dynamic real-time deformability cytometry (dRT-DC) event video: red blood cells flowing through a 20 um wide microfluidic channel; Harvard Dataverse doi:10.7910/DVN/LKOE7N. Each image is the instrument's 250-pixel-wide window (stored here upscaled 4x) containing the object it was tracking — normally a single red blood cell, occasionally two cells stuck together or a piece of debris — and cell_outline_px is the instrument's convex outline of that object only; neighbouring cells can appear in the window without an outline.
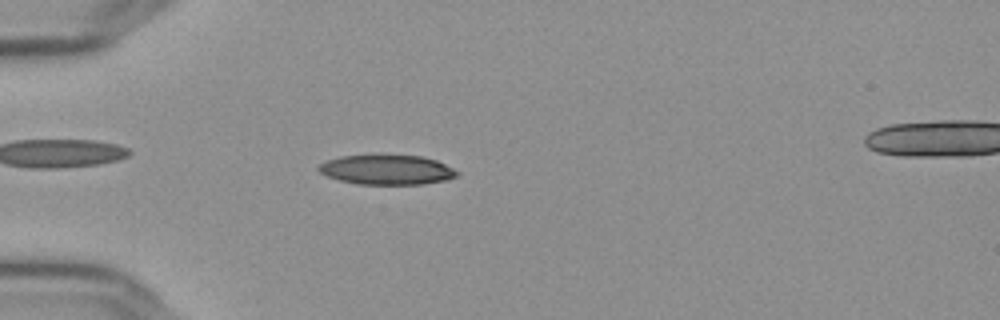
{"species": "Egyptian fruit bat (a non-hibernating species)", "species_latin": "Rousettus aegyptiacus", "temperature_condition": "cold", "stored_images_in_passage": 55, "camera_frame_rate_fps": 3000, "um_per_image_px": 0.085, "frame": {"image": 1, "passage_image": 16, "time_ms": 5.0, "image_size_px": [1000, 320], "cell_outline_px": [[460, 172], [456, 176], [448, 180], [424, 184], [356, 184], [340, 180], [328, 176], [320, 172], [316, 168], [320, 164], [328, 160], [340, 156], [420, 156], [436, 160]], "centroid_in_image_um": [32.9, 14.45], "position_along_channel_um": 52.1, "area_um2": 23.64}}
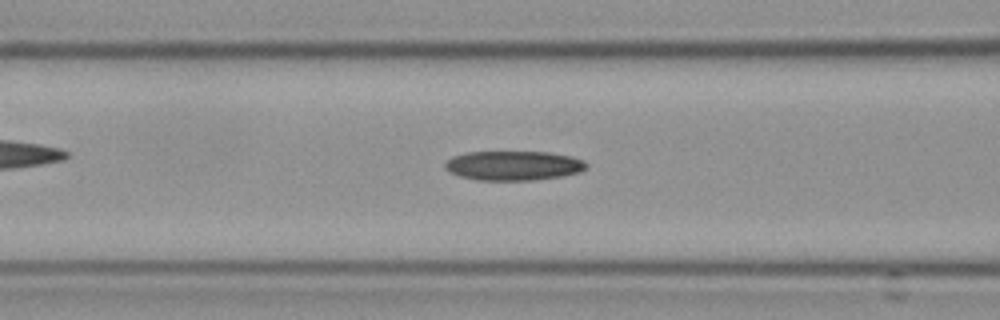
{"frame": {"image": 2, "passage_image": 23, "time_ms": 7.333, "image_size_px": [1000, 320], "cell_outline_px": [[588, 168], [580, 172], [560, 176], [536, 180], [476, 180], [460, 176], [448, 172], [444, 168], [444, 164], [452, 156], [464, 152], [548, 152], [572, 156], [584, 160], [588, 164]], "centroid_in_image_um": [43.64, 14.07], "position_along_channel_um": 123.0, "area_um2": 24.51}}
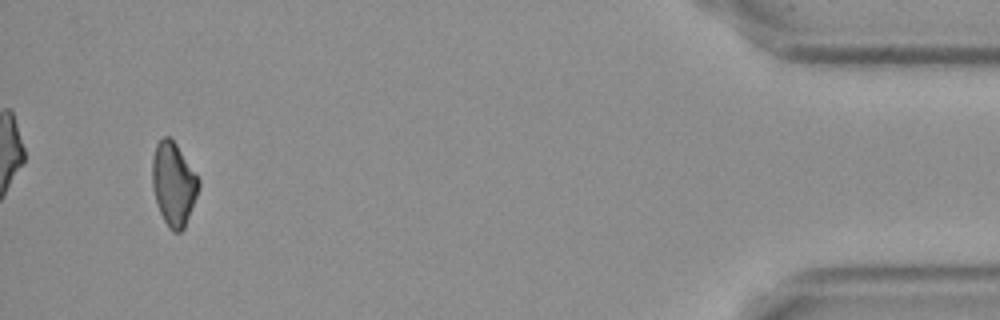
{"frame": {"image": 3, "passage_image": 53, "time_ms": 17.333, "image_size_px": [1000, 320], "cell_outline_px": [[200, 184], [196, 196], [184, 228], [180, 232], [172, 232], [168, 228], [160, 212], [152, 188], [152, 160], [156, 144], [164, 136], [168, 136], [176, 144], [200, 180]], "centroid_in_image_um": [14.74, 15.64], "position_along_channel_um": 420.5, "area_um2": 22.25}, "authors_computed_cell_mechanics": {"area_um2": 23.409, "velocity_mm_per_s": 3.6525, "shape_relaxation_time_tau1_ms": null, "shape_relaxation_time_tau2_ms": 9.7733, "deformation_change_tau1": null, "deformation_change_tau2": 0.1938}}